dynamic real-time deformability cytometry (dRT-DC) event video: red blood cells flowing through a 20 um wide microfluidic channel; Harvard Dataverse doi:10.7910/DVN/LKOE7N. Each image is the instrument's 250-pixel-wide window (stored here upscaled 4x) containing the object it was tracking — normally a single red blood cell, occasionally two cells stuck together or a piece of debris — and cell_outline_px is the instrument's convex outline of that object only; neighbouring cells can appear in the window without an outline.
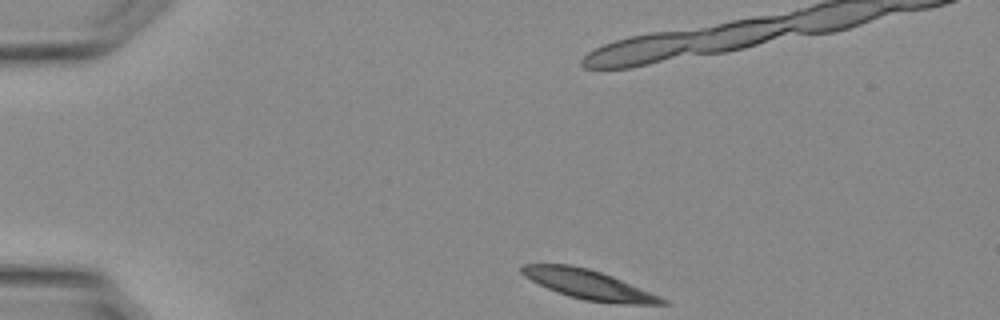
{"species": "Egyptian fruit bat (a non-hibernating species)", "species_latin": "Rousettus aegyptiacus", "temperature_condition": "warm", "stored_images_in_passage": 20, "camera_frame_rate_fps": 3000, "um_per_image_px": 0.085, "animal": {"sex": "female"}, "frame": {"image": 1, "passage_image": 1, "time_ms": 0.0, "image_size_px": [1000, 320], "cell_outline_px": [[668, 304], [620, 304], [584, 300], [568, 296], [548, 288], [524, 276], [520, 272], [520, 268], [524, 264], [572, 264], [588, 268], [612, 276], [660, 296], [668, 300]], "centroid_in_image_um": [50.04, 24.19], "position_along_channel_um": 35.0, "area_um2": 23.87}}